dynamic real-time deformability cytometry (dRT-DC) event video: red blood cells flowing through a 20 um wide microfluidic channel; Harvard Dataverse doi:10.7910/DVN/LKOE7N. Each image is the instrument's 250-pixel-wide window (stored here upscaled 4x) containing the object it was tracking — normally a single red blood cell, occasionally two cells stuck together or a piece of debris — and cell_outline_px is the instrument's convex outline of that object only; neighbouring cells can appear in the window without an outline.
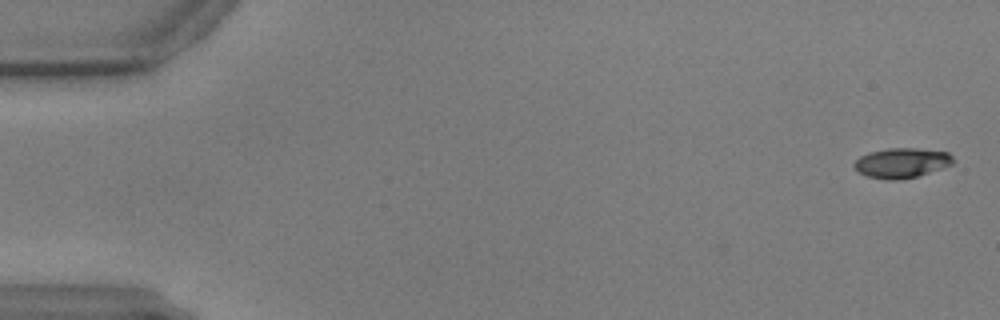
{"species": "common noctule bat (a hibernating species)", "species_latin": "Nyctalus noctula", "temperature_condition": "warm", "stored_images_in_passage": 59, "camera_frame_rate_fps": 3000, "um_per_image_px": 0.085, "animal": {"sex": "male", "body_mass_g": 17.9, "forearm_length_mm": 54.2}, "frame": {"image": 1, "passage_image": 2, "time_ms": 0.333, "image_size_px": [1000, 320], "cell_outline_px": [[956, 160], [952, 164], [916, 176], [900, 180], [888, 180], [868, 176], [856, 172], [852, 164], [860, 156], [868, 152], [888, 148], [916, 148], [948, 152]], "centroid_in_image_um": [76.6, 13.84], "position_along_channel_um": 8.4, "area_um2": 17.28}}
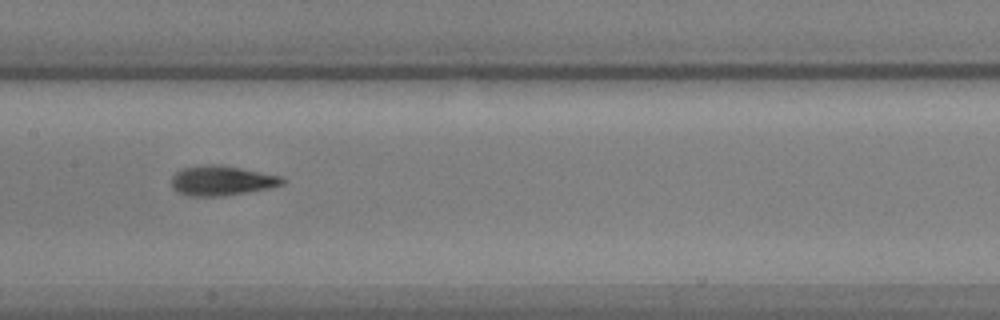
{"frame": {"image": 2, "passage_image": 30, "time_ms": 9.667, "image_size_px": [1000, 320], "cell_outline_px": [[284, 184], [272, 188], [224, 196], [192, 196], [176, 192], [172, 188], [172, 176], [176, 172], [184, 168], [204, 164], [220, 164], [280, 176], [284, 180]], "centroid_in_image_um": [18.83, 15.36], "position_along_channel_um": 188.6, "area_um2": 19.31}}
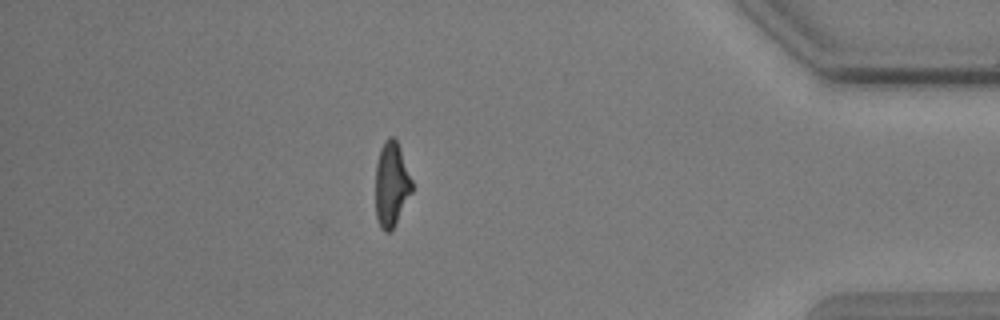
{"frame": {"image": 3, "passage_image": 52, "time_ms": 17.0, "image_size_px": [1000, 320], "cell_outline_px": [[412, 192], [396, 224], [388, 232], [384, 232], [380, 228], [376, 216], [376, 164], [380, 148], [384, 140], [388, 136], [392, 136], [396, 140], [400, 148], [412, 180]], "centroid_in_image_um": [33.27, 15.67], "position_along_channel_um": 401.9, "area_um2": 18.03}}